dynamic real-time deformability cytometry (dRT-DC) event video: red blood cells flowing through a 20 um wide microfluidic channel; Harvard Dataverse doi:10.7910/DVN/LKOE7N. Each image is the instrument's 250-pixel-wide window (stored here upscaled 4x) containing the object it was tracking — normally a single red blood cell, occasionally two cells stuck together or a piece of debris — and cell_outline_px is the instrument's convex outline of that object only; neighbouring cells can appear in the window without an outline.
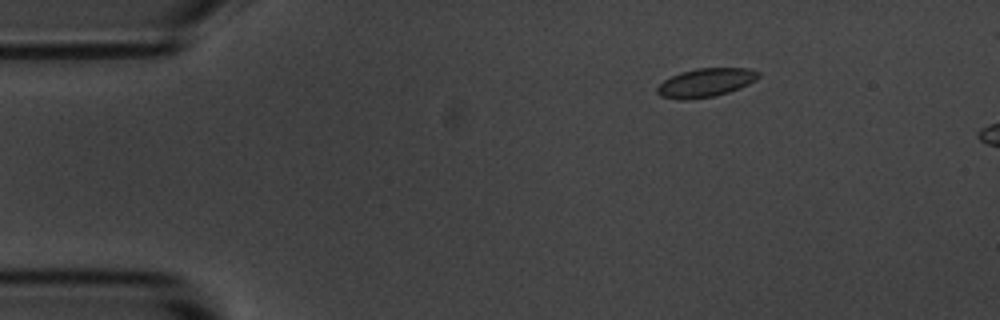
{"species": "common noctule bat (a hibernating species)", "species_latin": "Nyctalus noctula", "temperature_condition": "room temperature", "stored_images_in_passage": 3, "camera_frame_rate_fps": 3000, "um_per_image_px": 0.085, "animal": {"sex": "male", "body_mass_g": 20.1, "forearm_length_mm": 53.5}, "frame": {"image": 1, "passage_image": 1, "time_ms": 0.0, "image_size_px": [1000, 320], "cell_outline_px": [[760, 76], [756, 80], [740, 88], [728, 92], [712, 96], [684, 100], [680, 100], [660, 96], [656, 92], [656, 88], [664, 80], [680, 72], [696, 68], [748, 68], [760, 72]], "centroid_in_image_um": [59.98, 7.02], "position_along_channel_um": 25.0, "area_um2": 16.88}}